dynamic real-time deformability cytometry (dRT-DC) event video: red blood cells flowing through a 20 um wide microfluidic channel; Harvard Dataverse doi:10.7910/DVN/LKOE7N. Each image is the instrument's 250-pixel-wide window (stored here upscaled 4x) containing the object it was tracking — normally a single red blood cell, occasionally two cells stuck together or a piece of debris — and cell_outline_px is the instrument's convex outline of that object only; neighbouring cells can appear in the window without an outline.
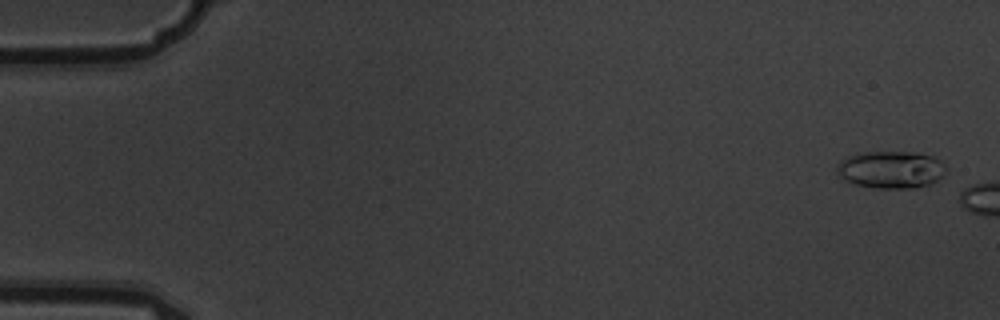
{"species": "common noctule bat (a hibernating species)", "species_latin": "Nyctalus noctula", "temperature_condition": "warm", "stored_images_in_passage": 3, "camera_frame_rate_fps": 3000, "um_per_image_px": 0.085, "animal": {"sex": "male", "body_mass_g": 19.5, "forearm_length_mm": 54.6}, "frame": {"image": 1, "passage_image": 1, "time_ms": 0.0, "image_size_px": [1000, 320], "cell_outline_px": [[948, 168], [944, 176], [928, 184], [916, 188], [876, 188], [856, 184], [844, 180], [836, 172], [836, 164], [840, 160], [856, 152], [912, 152], [936, 156]], "centroid_in_image_um": [75.73, 14.4], "position_along_channel_um": 9.3, "area_um2": 24.1}}